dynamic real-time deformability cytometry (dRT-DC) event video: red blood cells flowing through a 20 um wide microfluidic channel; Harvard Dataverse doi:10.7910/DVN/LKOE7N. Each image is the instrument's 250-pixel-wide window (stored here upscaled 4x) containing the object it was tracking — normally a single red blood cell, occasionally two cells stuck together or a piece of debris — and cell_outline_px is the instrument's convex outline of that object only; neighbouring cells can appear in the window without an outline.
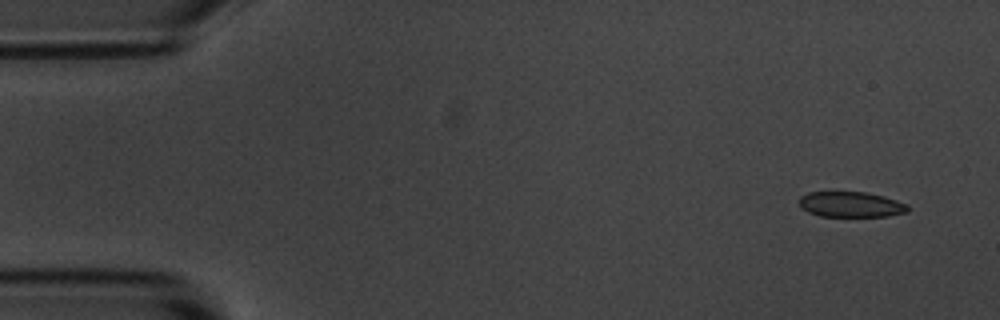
{"species": "common noctule bat (a hibernating species)", "species_latin": "Nyctalus noctula", "temperature_condition": "room temperature", "stored_images_in_passage": 4, "camera_frame_rate_fps": 3000, "um_per_image_px": 0.085, "animal": {"sex": "male", "body_mass_g": 20.1, "forearm_length_mm": 53.5}, "frame": {"image": 1, "passage_image": 1, "time_ms": 0.0, "image_size_px": [1000, 320], "cell_outline_px": [[908, 212], [888, 216], [820, 216], [808, 212], [800, 204], [800, 196], [808, 192], [864, 192], [884, 196], [908, 204]], "centroid_in_image_um": [72.35, 17.37], "position_along_channel_um": 12.6, "area_um2": 16.01}}
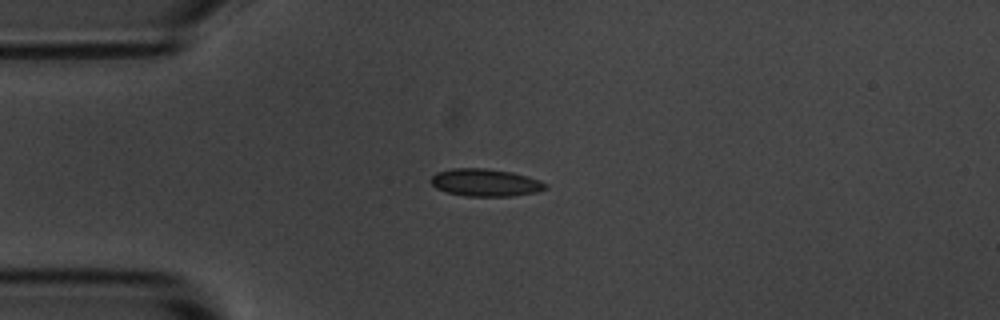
{"frame": {"image": 2, "passage_image": 4, "time_ms": 3.333, "image_size_px": [1000, 320], "cell_outline_px": [[548, 188], [536, 192], [512, 196], [464, 196], [448, 192], [436, 188], [428, 180], [436, 172], [452, 168], [488, 168], [512, 172], [528, 176], [540, 180], [548, 184]], "centroid_in_image_um": [41.26, 15.51], "position_along_channel_um": 43.7, "area_um2": 18.55}}